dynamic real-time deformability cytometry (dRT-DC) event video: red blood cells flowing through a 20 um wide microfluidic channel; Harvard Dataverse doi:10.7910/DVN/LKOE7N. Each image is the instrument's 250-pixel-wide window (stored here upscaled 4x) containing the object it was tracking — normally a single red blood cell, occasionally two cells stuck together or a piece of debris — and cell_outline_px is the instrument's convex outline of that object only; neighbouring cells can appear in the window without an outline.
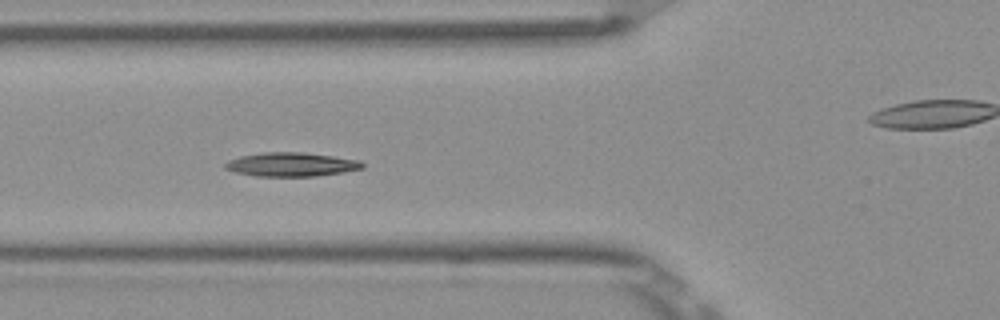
{"species": "Egyptian fruit bat (a non-hibernating species)", "species_latin": "Rousettus aegyptiacus", "temperature_condition": "room temperature", "stored_images_in_passage": 40, "camera_frame_rate_fps": 3000, "um_per_image_px": 0.085, "frame": {"image": 1, "passage_image": 6, "time_ms": 1.667, "image_size_px": [1000, 320], "cell_outline_px": [[364, 168], [344, 172], [316, 176], [256, 176], [236, 172], [224, 168], [224, 164], [228, 160], [240, 156], [264, 152], [304, 152], [360, 160], [364, 164]], "centroid_in_image_um": [24.77, 13.97], "position_along_channel_um": 101.0, "area_um2": 19.13}}
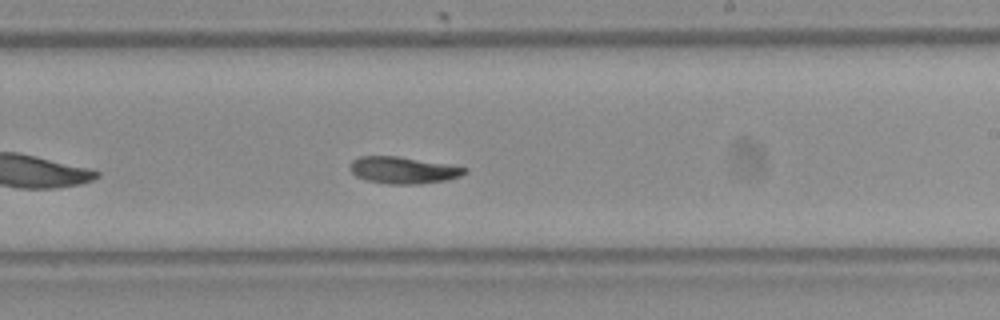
{"frame": {"image": 2, "passage_image": 18, "time_ms": 5.667, "image_size_px": [1000, 320], "cell_outline_px": [[468, 172], [460, 176], [448, 180], [420, 184], [388, 184], [364, 180], [356, 176], [348, 168], [348, 164], [352, 160], [360, 156], [396, 156], [468, 168]], "centroid_in_image_um": [34.22, 14.47], "position_along_channel_um": 254.8, "area_um2": 17.98}}
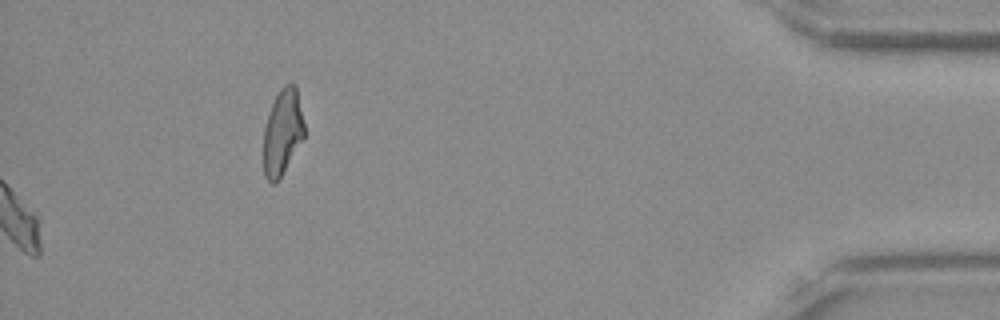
{"frame": {"image": 3, "passage_image": 40, "time_ms": 13.0, "image_size_px": [1000, 320], "cell_outline_px": [[304, 140], [280, 176], [272, 184], [264, 176], [264, 128], [268, 112], [280, 88], [284, 84], [292, 84], [296, 88], [304, 124]], "centroid_in_image_um": [24.01, 11.23], "position_along_channel_um": 411.2, "area_um2": 20.11}}